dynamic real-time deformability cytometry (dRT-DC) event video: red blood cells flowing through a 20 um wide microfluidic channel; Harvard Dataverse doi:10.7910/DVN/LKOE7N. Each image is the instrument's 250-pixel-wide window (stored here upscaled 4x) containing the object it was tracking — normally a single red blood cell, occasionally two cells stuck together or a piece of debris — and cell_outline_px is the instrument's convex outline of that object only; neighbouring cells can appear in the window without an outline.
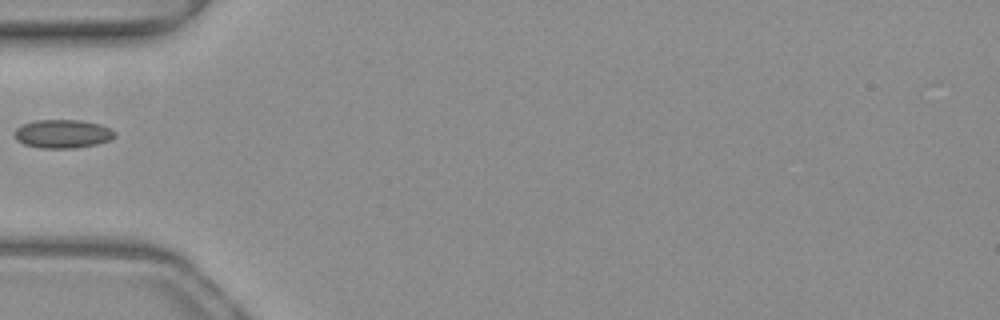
{"species": "common noctule bat (a hibernating species)", "species_latin": "Nyctalus noctula", "temperature_condition": "warm", "stored_images_in_passage": 35, "camera_frame_rate_fps": 3000, "um_per_image_px": 0.085, "animal": {"sex": "female", "body_mass_g": 19.3, "forearm_length_mm": 54.1}, "frame": {"image": 1, "passage_image": 1, "time_ms": 0.0, "image_size_px": [1000, 320], "cell_outline_px": [[116, 136], [108, 140], [96, 144], [76, 148], [40, 148], [24, 144], [16, 140], [12, 132], [16, 128], [24, 124], [36, 120], [80, 120], [100, 124], [116, 132]], "centroid_in_image_um": [5.29, 11.38], "position_along_channel_um": 79.7, "area_um2": 16.7}}
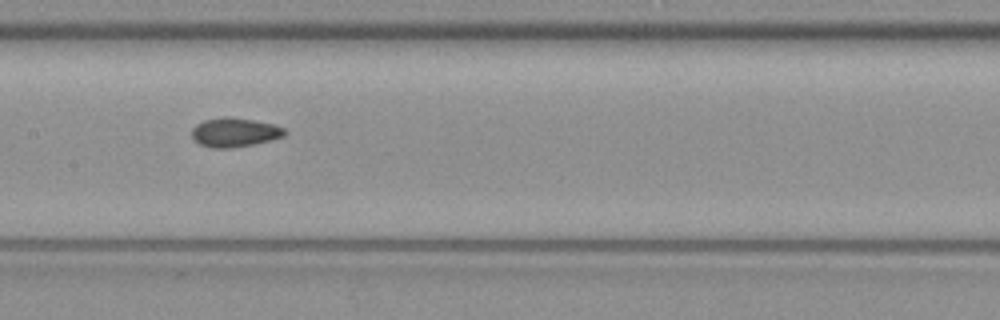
{"frame": {"image": 2, "passage_image": 9, "time_ms": 2.667, "image_size_px": [1000, 320], "cell_outline_px": [[288, 132], [284, 136], [272, 140], [256, 144], [232, 148], [208, 148], [200, 144], [192, 136], [192, 128], [196, 124], [204, 120], [224, 116], [228, 116], [252, 120], [272, 124], [284, 128]], "centroid_in_image_um": [19.95, 11.26], "position_along_channel_um": 187.5, "area_um2": 15.9}}
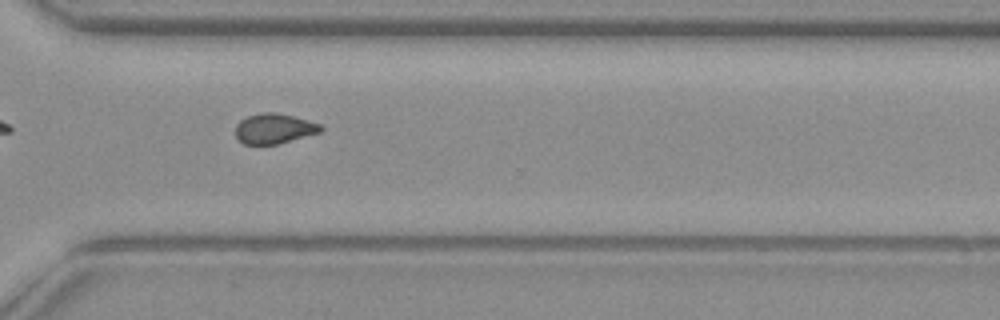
{"frame": {"image": 3, "passage_image": 21, "time_ms": 6.667, "image_size_px": [1000, 320], "cell_outline_px": [[324, 128], [320, 132], [280, 144], [244, 144], [236, 136], [236, 124], [240, 120], [248, 116], [260, 112], [276, 112], [308, 120], [320, 124]], "centroid_in_image_um": [23.31, 10.93], "position_along_channel_um": 347.3, "area_um2": 14.97}}